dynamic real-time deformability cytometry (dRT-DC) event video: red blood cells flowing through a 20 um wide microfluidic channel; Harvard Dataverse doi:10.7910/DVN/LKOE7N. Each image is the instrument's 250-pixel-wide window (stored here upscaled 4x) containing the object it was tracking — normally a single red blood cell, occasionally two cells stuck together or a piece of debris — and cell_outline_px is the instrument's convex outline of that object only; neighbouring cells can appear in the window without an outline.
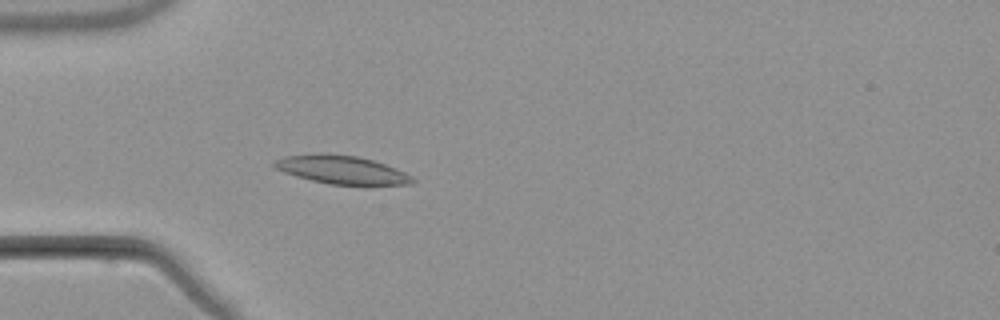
{"species": "common noctule bat (a hibernating species)", "species_latin": "Nyctalus noctula", "temperature_condition": "warm", "stored_images_in_passage": 5, "camera_frame_rate_fps": 3000, "um_per_image_px": 0.085, "animal": {"sex": "male", "body_mass_g": 21.5, "forearm_length_mm": 52.0}, "frame": {"image": 1, "passage_image": 5, "time_ms": 5.333, "image_size_px": [1000, 320], "cell_outline_px": [[416, 180], [412, 184], [372, 188], [364, 188], [328, 184], [296, 176], [284, 172], [276, 168], [272, 164], [276, 160], [284, 156], [320, 152], [356, 156], [372, 160], [396, 168], [412, 176]], "centroid_in_image_um": [29.15, 14.48], "position_along_channel_um": 55.9, "area_um2": 23.93}}